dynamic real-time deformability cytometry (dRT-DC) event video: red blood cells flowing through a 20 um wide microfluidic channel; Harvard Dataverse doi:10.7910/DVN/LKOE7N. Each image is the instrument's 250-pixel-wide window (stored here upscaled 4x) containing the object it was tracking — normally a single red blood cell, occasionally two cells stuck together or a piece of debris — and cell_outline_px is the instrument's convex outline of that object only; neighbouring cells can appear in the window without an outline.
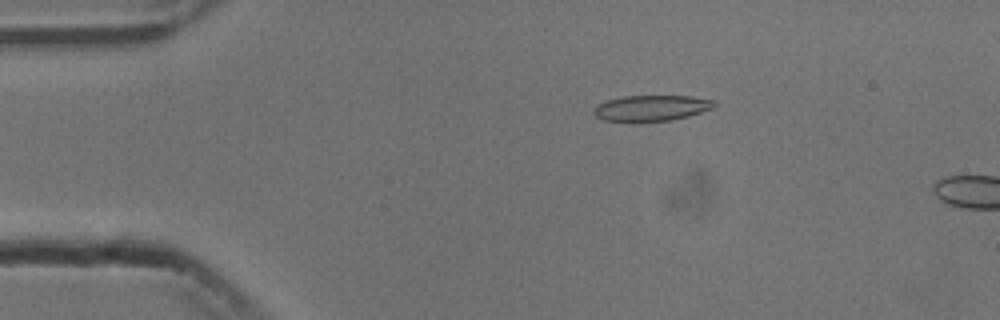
{"species": "common noctule bat (a hibernating species)", "species_latin": "Nyctalus noctula", "temperature_condition": "cold", "stored_images_in_passage": 6, "camera_frame_rate_fps": 3000, "um_per_image_px": 0.085, "animal": {"sex": "male", "body_mass_g": 13.3}, "frame": {"image": 1, "passage_image": 3, "time_ms": 0.667, "image_size_px": [1000, 320], "cell_outline_px": [[716, 104], [712, 108], [688, 116], [672, 120], [636, 124], [604, 120], [596, 116], [592, 112], [596, 104], [608, 100], [624, 96], [692, 96], [716, 100]], "centroid_in_image_um": [55.33, 9.22], "position_along_channel_um": 29.7, "area_um2": 18.73}}